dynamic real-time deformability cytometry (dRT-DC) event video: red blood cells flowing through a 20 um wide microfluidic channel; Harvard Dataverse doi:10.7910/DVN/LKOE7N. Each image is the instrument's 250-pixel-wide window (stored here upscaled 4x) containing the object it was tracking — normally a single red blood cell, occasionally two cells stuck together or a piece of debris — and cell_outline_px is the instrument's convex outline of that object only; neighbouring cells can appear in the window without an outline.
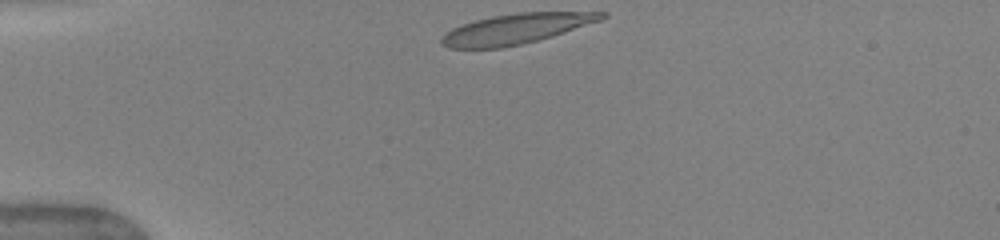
{"species": "human", "species_latin": "Homo sapiens", "temperature_condition": "warm", "stored_images_in_passage": 39, "camera_frame_rate_fps": 3000, "um_per_image_px": 0.085, "donor": {"sex": "female"}, "frame": {"image": 1, "passage_image": 1, "time_ms": 0.0, "image_size_px": [1000, 240], "cell_outline_px": [[608, 16], [600, 20], [552, 36], [520, 44], [500, 48], [448, 48], [440, 44], [440, 40], [452, 28], [476, 20], [492, 16], [520, 12], [608, 12]], "centroid_in_image_um": [43.86, 2.44], "position_along_channel_um": 41.1, "area_um2": 27.69}}
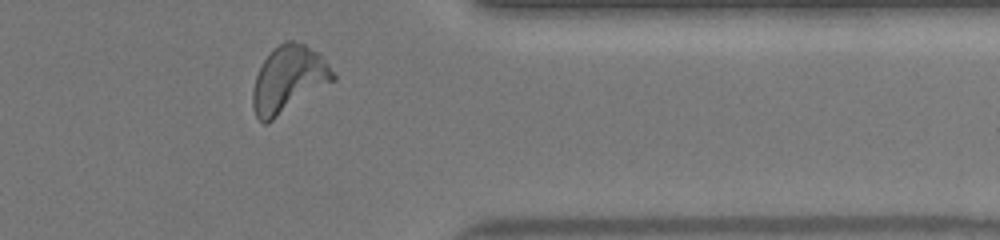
{"frame": {"image": 2, "passage_image": 30, "time_ms": 9.667, "image_size_px": [1000, 240], "cell_outline_px": [[336, 80], [268, 124], [264, 124], [256, 116], [252, 108], [252, 88], [256, 76], [264, 60], [272, 48], [288, 40], [292, 40], [304, 44], [320, 52], [336, 76]], "centroid_in_image_um": [24.53, 6.76], "position_along_channel_um": 386.9, "area_um2": 31.62}}
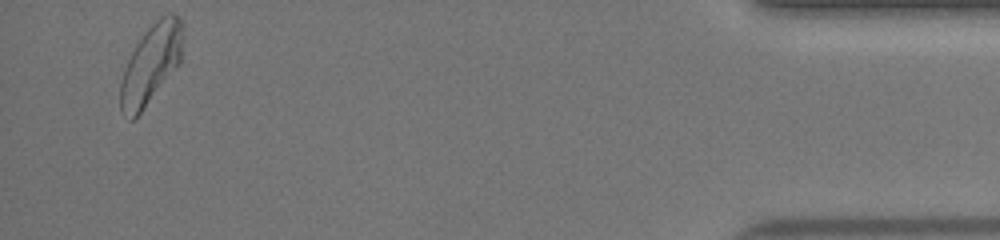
{"frame": {"image": 3, "passage_image": 37, "time_ms": 12.0, "image_size_px": [1000, 240], "cell_outline_px": [[184, 36], [180, 64], [140, 112], [132, 120], [128, 120], [120, 112], [120, 84], [124, 68], [136, 44], [144, 32], [160, 16], [168, 12], [172, 12], [184, 24]], "centroid_in_image_um": [12.85, 5.42], "position_along_channel_um": 422.4, "area_um2": 29.02}, "authors_computed_cell_mechanics": {"area_um2": 28.7844, "velocity_mm_per_s": 4.0596, "shape_relaxation_time_tau1_ms": 4.0076, "shape_relaxation_time_tau2_ms": 0.8742, "deformation_change_tau1": 0.2249, "deformation_change_tau2": 0.1207}}